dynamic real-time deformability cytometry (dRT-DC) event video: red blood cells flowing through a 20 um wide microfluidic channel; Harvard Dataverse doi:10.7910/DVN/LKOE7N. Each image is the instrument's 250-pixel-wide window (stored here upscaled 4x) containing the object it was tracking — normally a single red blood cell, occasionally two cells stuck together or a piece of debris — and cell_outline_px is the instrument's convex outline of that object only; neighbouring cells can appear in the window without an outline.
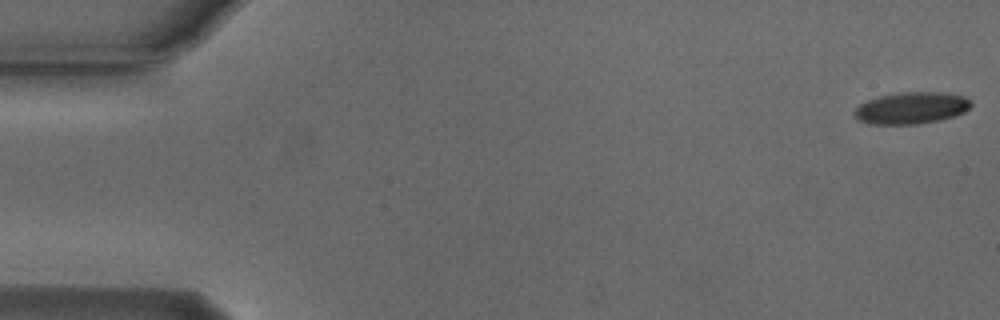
{"species": "Egyptian fruit bat (a non-hibernating species)", "species_latin": "Rousettus aegyptiacus", "temperature_condition": "cold", "stored_images_in_passage": 17, "camera_frame_rate_fps": 3000, "um_per_image_px": 0.085, "animal": {"sex": "male"}, "frame": {"image": 1, "passage_image": 1, "time_ms": 0.0, "image_size_px": [1000, 320], "cell_outline_px": [[972, 104], [964, 112], [956, 116], [940, 120], [916, 124], [872, 124], [856, 120], [852, 112], [860, 104], [868, 100], [880, 96], [904, 92], [940, 92], [964, 96]], "centroid_in_image_um": [77.44, 9.19], "position_along_channel_um": 7.6, "area_um2": 21.56}}
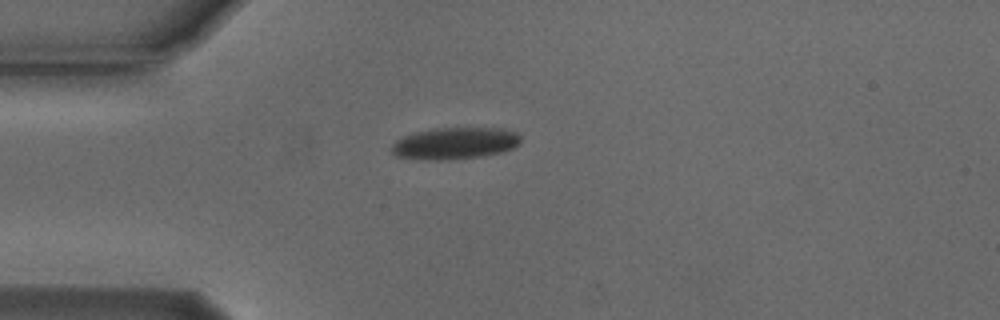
{"frame": {"image": 2, "passage_image": 14, "time_ms": 4.333, "image_size_px": [1000, 320], "cell_outline_px": [[520, 140], [512, 148], [500, 152], [480, 156], [448, 160], [424, 160], [396, 156], [392, 152], [392, 144], [396, 140], [404, 136], [416, 132], [436, 128], [496, 128], [516, 132], [520, 136]], "centroid_in_image_um": [38.62, 12.18], "position_along_channel_um": 46.4, "area_um2": 23.64}}